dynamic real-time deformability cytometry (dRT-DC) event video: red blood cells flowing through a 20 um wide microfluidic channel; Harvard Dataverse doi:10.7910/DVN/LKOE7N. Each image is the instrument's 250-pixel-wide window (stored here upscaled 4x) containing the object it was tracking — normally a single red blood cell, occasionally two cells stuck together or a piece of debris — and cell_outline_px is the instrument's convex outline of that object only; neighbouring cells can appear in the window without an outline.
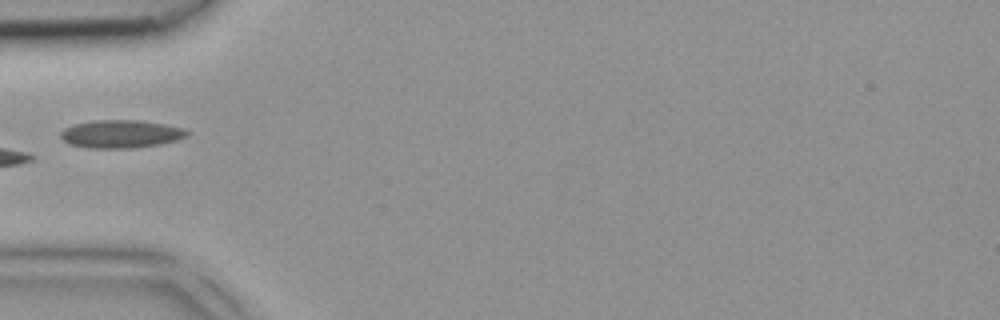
{"species": "common noctule bat (a hibernating species)", "species_latin": "Nyctalus noctula", "temperature_condition": "room temperature", "stored_images_in_passage": 5, "camera_frame_rate_fps": 3000, "um_per_image_px": 0.085, "animal": {"sex": "female", "body_mass_g": 18.4}, "frame": {"image": 1, "passage_image": 5, "time_ms": 1.333, "image_size_px": [1000, 320], "cell_outline_px": [[192, 132], [188, 136], [176, 140], [160, 144], [132, 148], [92, 148], [72, 144], [64, 140], [60, 136], [60, 132], [64, 128], [76, 124], [92, 120], [140, 120], [164, 124], [184, 128]], "centroid_in_image_um": [10.33, 11.38], "position_along_channel_um": 74.7, "area_um2": 20.58}}